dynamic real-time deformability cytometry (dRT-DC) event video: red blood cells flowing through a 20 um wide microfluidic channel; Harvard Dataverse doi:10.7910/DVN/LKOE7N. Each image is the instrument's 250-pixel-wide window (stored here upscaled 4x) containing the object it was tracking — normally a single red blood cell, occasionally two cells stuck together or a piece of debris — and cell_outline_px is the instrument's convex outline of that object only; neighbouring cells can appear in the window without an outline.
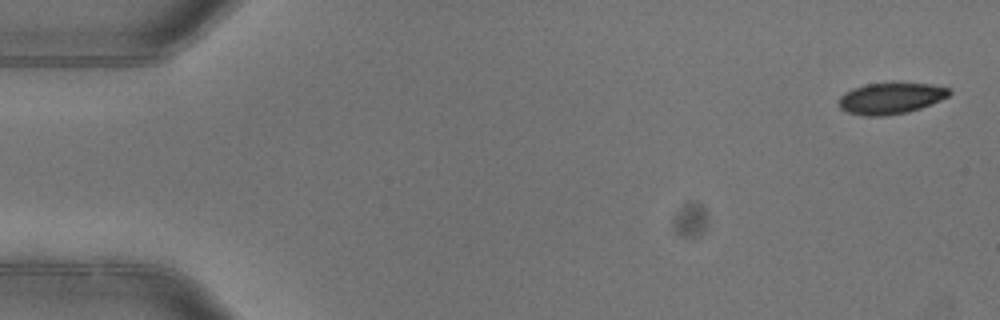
{"species": "common noctule bat (a hibernating species)", "species_latin": "Nyctalus noctula", "temperature_condition": "warm", "stored_images_in_passage": 5, "camera_frame_rate_fps": 3000, "um_per_image_px": 0.085, "animal": {"sex": "female"}, "frame": {"image": 1, "passage_image": 1, "time_ms": 0.0, "image_size_px": [1000, 320], "cell_outline_px": [[952, 92], [948, 96], [932, 104], [908, 112], [884, 116], [864, 116], [848, 112], [840, 108], [840, 96], [844, 92], [852, 88], [864, 84], [932, 84], [952, 88]], "centroid_in_image_um": [75.73, 8.36], "position_along_channel_um": 9.3, "area_um2": 20.0}}
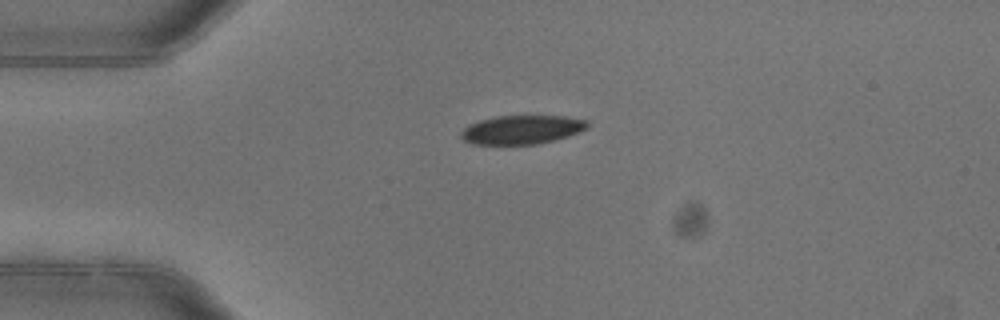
{"frame": {"image": 2, "passage_image": 4, "time_ms": 1.0, "image_size_px": [1000, 320], "cell_outline_px": [[588, 128], [568, 136], [536, 144], [472, 144], [464, 140], [460, 136], [460, 132], [468, 124], [480, 120], [496, 116], [564, 116], [584, 120], [588, 124]], "centroid_in_image_um": [44.31, 11.02], "position_along_channel_um": 40.7, "area_um2": 21.04}}